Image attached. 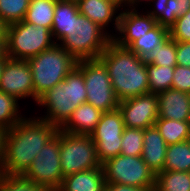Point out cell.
I'll list each match as a JSON object with an SVG mask.
<instances>
[{"mask_svg":"<svg viewBox=\"0 0 190 191\" xmlns=\"http://www.w3.org/2000/svg\"><path fill=\"white\" fill-rule=\"evenodd\" d=\"M0 91L19 101L29 97L34 100L32 71L27 60L9 58L0 79Z\"/></svg>","mask_w":190,"mask_h":191,"instance_id":"4fadbf2b","label":"cell"},{"mask_svg":"<svg viewBox=\"0 0 190 191\" xmlns=\"http://www.w3.org/2000/svg\"><path fill=\"white\" fill-rule=\"evenodd\" d=\"M143 150V130L125 127L121 140V155L141 156Z\"/></svg>","mask_w":190,"mask_h":191,"instance_id":"4dcf8cb0","label":"cell"},{"mask_svg":"<svg viewBox=\"0 0 190 191\" xmlns=\"http://www.w3.org/2000/svg\"><path fill=\"white\" fill-rule=\"evenodd\" d=\"M159 118L190 121V94L168 89L157 94Z\"/></svg>","mask_w":190,"mask_h":191,"instance_id":"2e32d148","label":"cell"},{"mask_svg":"<svg viewBox=\"0 0 190 191\" xmlns=\"http://www.w3.org/2000/svg\"><path fill=\"white\" fill-rule=\"evenodd\" d=\"M176 41L170 34L153 49L150 54L144 59V62L160 66H176Z\"/></svg>","mask_w":190,"mask_h":191,"instance_id":"4316f807","label":"cell"},{"mask_svg":"<svg viewBox=\"0 0 190 191\" xmlns=\"http://www.w3.org/2000/svg\"><path fill=\"white\" fill-rule=\"evenodd\" d=\"M54 44L49 28L35 26L24 20L7 26V56L11 59L28 60Z\"/></svg>","mask_w":190,"mask_h":191,"instance_id":"8992f818","label":"cell"},{"mask_svg":"<svg viewBox=\"0 0 190 191\" xmlns=\"http://www.w3.org/2000/svg\"><path fill=\"white\" fill-rule=\"evenodd\" d=\"M99 59L107 67L119 101L150 92L146 62L129 48L111 40Z\"/></svg>","mask_w":190,"mask_h":191,"instance_id":"7a4b0ae2","label":"cell"},{"mask_svg":"<svg viewBox=\"0 0 190 191\" xmlns=\"http://www.w3.org/2000/svg\"><path fill=\"white\" fill-rule=\"evenodd\" d=\"M105 191H154V190H146L142 187L129 186L119 183H106Z\"/></svg>","mask_w":190,"mask_h":191,"instance_id":"8d00e7d4","label":"cell"},{"mask_svg":"<svg viewBox=\"0 0 190 191\" xmlns=\"http://www.w3.org/2000/svg\"><path fill=\"white\" fill-rule=\"evenodd\" d=\"M169 34L176 42H190V10L176 19Z\"/></svg>","mask_w":190,"mask_h":191,"instance_id":"d6a6232c","label":"cell"},{"mask_svg":"<svg viewBox=\"0 0 190 191\" xmlns=\"http://www.w3.org/2000/svg\"><path fill=\"white\" fill-rule=\"evenodd\" d=\"M30 0H0V19L8 26L24 20Z\"/></svg>","mask_w":190,"mask_h":191,"instance_id":"f546056e","label":"cell"},{"mask_svg":"<svg viewBox=\"0 0 190 191\" xmlns=\"http://www.w3.org/2000/svg\"><path fill=\"white\" fill-rule=\"evenodd\" d=\"M156 24V20L147 13V10L145 13L143 11L140 13L138 9H122L119 15L117 34H114L112 40L119 46L128 48L135 40L147 34Z\"/></svg>","mask_w":190,"mask_h":191,"instance_id":"5bb4252c","label":"cell"},{"mask_svg":"<svg viewBox=\"0 0 190 191\" xmlns=\"http://www.w3.org/2000/svg\"><path fill=\"white\" fill-rule=\"evenodd\" d=\"M27 61L32 71L34 103L54 85L63 81L77 64V61L56 43Z\"/></svg>","mask_w":190,"mask_h":191,"instance_id":"277c9868","label":"cell"},{"mask_svg":"<svg viewBox=\"0 0 190 191\" xmlns=\"http://www.w3.org/2000/svg\"><path fill=\"white\" fill-rule=\"evenodd\" d=\"M102 113L90 103H82L60 130L69 134L90 135L100 121Z\"/></svg>","mask_w":190,"mask_h":191,"instance_id":"ac0fdd59","label":"cell"},{"mask_svg":"<svg viewBox=\"0 0 190 191\" xmlns=\"http://www.w3.org/2000/svg\"><path fill=\"white\" fill-rule=\"evenodd\" d=\"M127 128L146 129L154 126L159 117L157 94L148 92L119 102Z\"/></svg>","mask_w":190,"mask_h":191,"instance_id":"7c38bea8","label":"cell"},{"mask_svg":"<svg viewBox=\"0 0 190 191\" xmlns=\"http://www.w3.org/2000/svg\"><path fill=\"white\" fill-rule=\"evenodd\" d=\"M167 146L155 126L143 130L141 157L155 175L164 169Z\"/></svg>","mask_w":190,"mask_h":191,"instance_id":"e0dca14e","label":"cell"},{"mask_svg":"<svg viewBox=\"0 0 190 191\" xmlns=\"http://www.w3.org/2000/svg\"><path fill=\"white\" fill-rule=\"evenodd\" d=\"M59 128L45 120L25 117L7 130L3 172L24 174L40 150L58 132Z\"/></svg>","mask_w":190,"mask_h":191,"instance_id":"6da1fadb","label":"cell"},{"mask_svg":"<svg viewBox=\"0 0 190 191\" xmlns=\"http://www.w3.org/2000/svg\"><path fill=\"white\" fill-rule=\"evenodd\" d=\"M0 59H9L7 56L6 40H0Z\"/></svg>","mask_w":190,"mask_h":191,"instance_id":"ab89813d","label":"cell"},{"mask_svg":"<svg viewBox=\"0 0 190 191\" xmlns=\"http://www.w3.org/2000/svg\"><path fill=\"white\" fill-rule=\"evenodd\" d=\"M106 183H119L154 190L156 175L141 156L119 154L102 164Z\"/></svg>","mask_w":190,"mask_h":191,"instance_id":"9c48e42d","label":"cell"},{"mask_svg":"<svg viewBox=\"0 0 190 191\" xmlns=\"http://www.w3.org/2000/svg\"><path fill=\"white\" fill-rule=\"evenodd\" d=\"M145 1V2H144ZM152 0H128V4H127V8L129 9H140L138 8L140 5H142V2H144V4L146 3V5H150ZM141 2V4H140ZM140 4V5H139Z\"/></svg>","mask_w":190,"mask_h":191,"instance_id":"f35d334b","label":"cell"},{"mask_svg":"<svg viewBox=\"0 0 190 191\" xmlns=\"http://www.w3.org/2000/svg\"><path fill=\"white\" fill-rule=\"evenodd\" d=\"M177 64L190 67V42H176Z\"/></svg>","mask_w":190,"mask_h":191,"instance_id":"e575fe53","label":"cell"},{"mask_svg":"<svg viewBox=\"0 0 190 191\" xmlns=\"http://www.w3.org/2000/svg\"><path fill=\"white\" fill-rule=\"evenodd\" d=\"M150 92L159 94L172 88L175 66H160L146 63Z\"/></svg>","mask_w":190,"mask_h":191,"instance_id":"484cf974","label":"cell"},{"mask_svg":"<svg viewBox=\"0 0 190 191\" xmlns=\"http://www.w3.org/2000/svg\"><path fill=\"white\" fill-rule=\"evenodd\" d=\"M18 99L0 91V126L9 130L26 116L20 113Z\"/></svg>","mask_w":190,"mask_h":191,"instance_id":"83f0119b","label":"cell"},{"mask_svg":"<svg viewBox=\"0 0 190 191\" xmlns=\"http://www.w3.org/2000/svg\"><path fill=\"white\" fill-rule=\"evenodd\" d=\"M163 171L190 172V140L167 146Z\"/></svg>","mask_w":190,"mask_h":191,"instance_id":"603a6c76","label":"cell"},{"mask_svg":"<svg viewBox=\"0 0 190 191\" xmlns=\"http://www.w3.org/2000/svg\"><path fill=\"white\" fill-rule=\"evenodd\" d=\"M154 126L167 145L190 140V121H176L158 117Z\"/></svg>","mask_w":190,"mask_h":191,"instance_id":"44dd1931","label":"cell"},{"mask_svg":"<svg viewBox=\"0 0 190 191\" xmlns=\"http://www.w3.org/2000/svg\"><path fill=\"white\" fill-rule=\"evenodd\" d=\"M52 37L60 44L71 32L72 19L79 12L78 4L69 0H57L54 8Z\"/></svg>","mask_w":190,"mask_h":191,"instance_id":"ffe728a7","label":"cell"},{"mask_svg":"<svg viewBox=\"0 0 190 191\" xmlns=\"http://www.w3.org/2000/svg\"><path fill=\"white\" fill-rule=\"evenodd\" d=\"M79 13L103 28L111 37L113 31H107L110 22L113 25L115 33L119 26L120 7L110 0H80L78 3ZM117 14V15H116ZM112 32V33H111Z\"/></svg>","mask_w":190,"mask_h":191,"instance_id":"9a60e30c","label":"cell"},{"mask_svg":"<svg viewBox=\"0 0 190 191\" xmlns=\"http://www.w3.org/2000/svg\"><path fill=\"white\" fill-rule=\"evenodd\" d=\"M105 184L101 167L65 176L58 191H105Z\"/></svg>","mask_w":190,"mask_h":191,"instance_id":"d6986e66","label":"cell"},{"mask_svg":"<svg viewBox=\"0 0 190 191\" xmlns=\"http://www.w3.org/2000/svg\"><path fill=\"white\" fill-rule=\"evenodd\" d=\"M154 191H190V172L162 171L157 173Z\"/></svg>","mask_w":190,"mask_h":191,"instance_id":"cb8c5ba5","label":"cell"},{"mask_svg":"<svg viewBox=\"0 0 190 191\" xmlns=\"http://www.w3.org/2000/svg\"><path fill=\"white\" fill-rule=\"evenodd\" d=\"M0 191H51L29 180L24 174H0Z\"/></svg>","mask_w":190,"mask_h":191,"instance_id":"f1b7e54d","label":"cell"},{"mask_svg":"<svg viewBox=\"0 0 190 191\" xmlns=\"http://www.w3.org/2000/svg\"><path fill=\"white\" fill-rule=\"evenodd\" d=\"M24 175L37 185L58 191L64 179L60 161V129L40 150Z\"/></svg>","mask_w":190,"mask_h":191,"instance_id":"30bf717a","label":"cell"},{"mask_svg":"<svg viewBox=\"0 0 190 191\" xmlns=\"http://www.w3.org/2000/svg\"><path fill=\"white\" fill-rule=\"evenodd\" d=\"M122 9H125L128 4V0H110ZM126 6V7H125Z\"/></svg>","mask_w":190,"mask_h":191,"instance_id":"b9f144b4","label":"cell"},{"mask_svg":"<svg viewBox=\"0 0 190 191\" xmlns=\"http://www.w3.org/2000/svg\"><path fill=\"white\" fill-rule=\"evenodd\" d=\"M57 0H30L24 21L52 29Z\"/></svg>","mask_w":190,"mask_h":191,"instance_id":"7402d4cb","label":"cell"},{"mask_svg":"<svg viewBox=\"0 0 190 191\" xmlns=\"http://www.w3.org/2000/svg\"><path fill=\"white\" fill-rule=\"evenodd\" d=\"M87 94L83 73L75 66L66 78L42 95L36 105L46 108L40 119L59 129L68 121L73 111L86 103Z\"/></svg>","mask_w":190,"mask_h":191,"instance_id":"3957f363","label":"cell"},{"mask_svg":"<svg viewBox=\"0 0 190 191\" xmlns=\"http://www.w3.org/2000/svg\"><path fill=\"white\" fill-rule=\"evenodd\" d=\"M172 89L190 94V67L179 64L175 66Z\"/></svg>","mask_w":190,"mask_h":191,"instance_id":"836d02e7","label":"cell"},{"mask_svg":"<svg viewBox=\"0 0 190 191\" xmlns=\"http://www.w3.org/2000/svg\"><path fill=\"white\" fill-rule=\"evenodd\" d=\"M125 129L123 115L119 109L103 112L95 130L90 134L97 149L99 161L121 154V140Z\"/></svg>","mask_w":190,"mask_h":191,"instance_id":"8fae6325","label":"cell"},{"mask_svg":"<svg viewBox=\"0 0 190 191\" xmlns=\"http://www.w3.org/2000/svg\"><path fill=\"white\" fill-rule=\"evenodd\" d=\"M9 59H0V79L3 73V69L5 66V63L8 61Z\"/></svg>","mask_w":190,"mask_h":191,"instance_id":"7bdbcfd3","label":"cell"},{"mask_svg":"<svg viewBox=\"0 0 190 191\" xmlns=\"http://www.w3.org/2000/svg\"><path fill=\"white\" fill-rule=\"evenodd\" d=\"M60 161L63 177L102 167L96 145L90 135L69 134L62 130H60Z\"/></svg>","mask_w":190,"mask_h":191,"instance_id":"ba28073f","label":"cell"},{"mask_svg":"<svg viewBox=\"0 0 190 191\" xmlns=\"http://www.w3.org/2000/svg\"><path fill=\"white\" fill-rule=\"evenodd\" d=\"M69 1H73V2L78 3L80 0H69Z\"/></svg>","mask_w":190,"mask_h":191,"instance_id":"ee69618b","label":"cell"},{"mask_svg":"<svg viewBox=\"0 0 190 191\" xmlns=\"http://www.w3.org/2000/svg\"><path fill=\"white\" fill-rule=\"evenodd\" d=\"M112 37L79 12L72 19L70 35L60 45L76 60L99 59Z\"/></svg>","mask_w":190,"mask_h":191,"instance_id":"5b68a950","label":"cell"},{"mask_svg":"<svg viewBox=\"0 0 190 191\" xmlns=\"http://www.w3.org/2000/svg\"><path fill=\"white\" fill-rule=\"evenodd\" d=\"M7 129L0 126V174L3 173V156H4V145L6 139Z\"/></svg>","mask_w":190,"mask_h":191,"instance_id":"74e56055","label":"cell"},{"mask_svg":"<svg viewBox=\"0 0 190 191\" xmlns=\"http://www.w3.org/2000/svg\"><path fill=\"white\" fill-rule=\"evenodd\" d=\"M168 0H152L151 3L154 5H150V12L147 13L155 20H157L162 14L165 13V8ZM152 8V10H151Z\"/></svg>","mask_w":190,"mask_h":191,"instance_id":"d590c367","label":"cell"},{"mask_svg":"<svg viewBox=\"0 0 190 191\" xmlns=\"http://www.w3.org/2000/svg\"><path fill=\"white\" fill-rule=\"evenodd\" d=\"M7 25L0 19V40H6Z\"/></svg>","mask_w":190,"mask_h":191,"instance_id":"60d3db41","label":"cell"},{"mask_svg":"<svg viewBox=\"0 0 190 191\" xmlns=\"http://www.w3.org/2000/svg\"><path fill=\"white\" fill-rule=\"evenodd\" d=\"M76 67L84 76L86 102L102 112L118 109L120 101L114 92L104 63L100 59L79 60Z\"/></svg>","mask_w":190,"mask_h":191,"instance_id":"52a82bcc","label":"cell"},{"mask_svg":"<svg viewBox=\"0 0 190 191\" xmlns=\"http://www.w3.org/2000/svg\"><path fill=\"white\" fill-rule=\"evenodd\" d=\"M188 10H190V0H168L165 13L156 20V23L170 29L175 24L176 19Z\"/></svg>","mask_w":190,"mask_h":191,"instance_id":"1f68e13d","label":"cell"},{"mask_svg":"<svg viewBox=\"0 0 190 191\" xmlns=\"http://www.w3.org/2000/svg\"><path fill=\"white\" fill-rule=\"evenodd\" d=\"M168 35L169 29L156 24L147 34L135 40L128 48L141 59H145Z\"/></svg>","mask_w":190,"mask_h":191,"instance_id":"d4e9b609","label":"cell"}]
</instances>
